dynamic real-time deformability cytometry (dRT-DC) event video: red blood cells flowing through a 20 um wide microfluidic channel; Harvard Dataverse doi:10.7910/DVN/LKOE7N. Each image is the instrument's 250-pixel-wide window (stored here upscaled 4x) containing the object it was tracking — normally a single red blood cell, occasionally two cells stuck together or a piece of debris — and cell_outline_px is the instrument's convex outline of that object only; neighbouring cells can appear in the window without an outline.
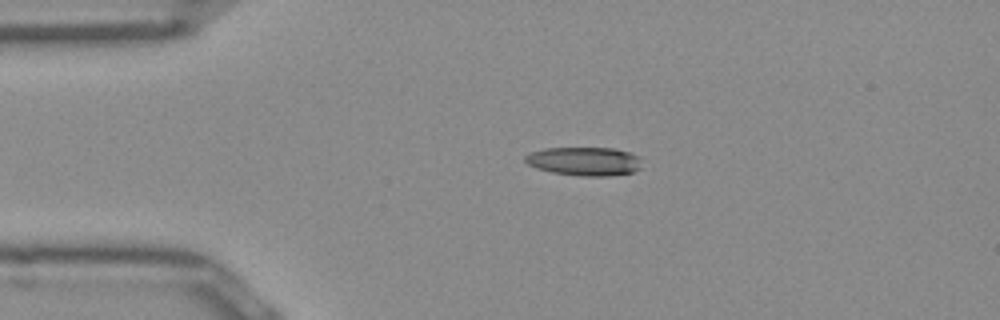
{"species": "Egyptian fruit bat (a non-hibernating species)", "species_latin": "Rousettus aegyptiacus", "temperature_condition": "room temperature", "stored_images_in_passage": 41, "camera_frame_rate_fps": 3000, "um_per_image_px": 0.085, "frame": {"image": 1, "passage_image": 1, "time_ms": 0.0, "image_size_px": [1000, 320], "cell_outline_px": [[640, 168], [632, 172], [608, 176], [580, 176], [552, 172], [536, 168], [528, 164], [524, 160], [524, 156], [532, 152], [544, 148], [612, 148], [628, 152], [640, 156]], "centroid_in_image_um": [49.66, 13.71], "position_along_channel_um": 35.3, "area_um2": 19.42}}
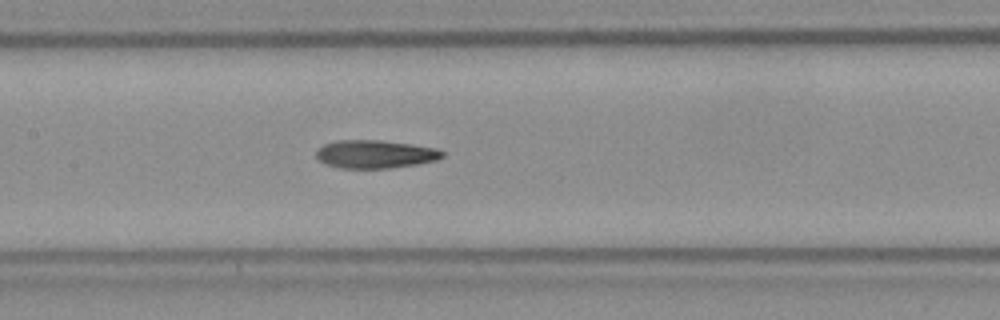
{"frame": {"image": 2, "passage_image": 14, "time_ms": 4.333, "image_size_px": [1000, 320], "cell_outline_px": [[444, 156], [436, 160], [416, 164], [388, 168], [340, 168], [324, 164], [316, 156], [316, 152], [324, 144], [336, 140], [380, 140], [412, 144], [436, 148], [444, 152]], "centroid_in_image_um": [31.88, 13.1], "position_along_channel_um": 175.5, "area_um2": 20.63}}
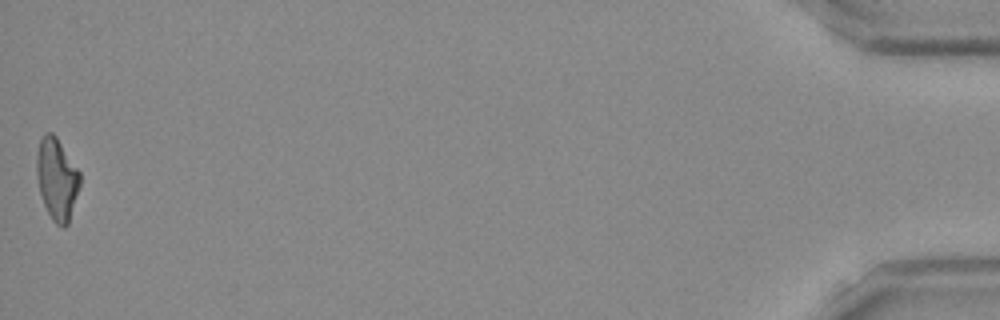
{"frame": {"image": 3, "passage_image": 41, "time_ms": 13.333, "image_size_px": [1000, 320], "cell_outline_px": [[80, 184], [68, 224], [64, 228], [56, 224], [52, 220], [44, 204], [40, 192], [36, 176], [36, 152], [40, 136], [44, 132], [52, 132], [56, 136], [80, 172]], "centroid_in_image_um": [4.81, 15.17], "position_along_channel_um": 430.4, "area_um2": 20.75}, "authors_computed_cell_mechanics": {"area_um2": 20.6346, "velocity_mm_per_s": 3.9784, "shape_relaxation_time_tau1_ms": 8.8773, "shape_relaxation_time_tau2_ms": 2.558, "deformation_change_tau1": 0.2507, "deformation_change_tau2": 0.1172}}